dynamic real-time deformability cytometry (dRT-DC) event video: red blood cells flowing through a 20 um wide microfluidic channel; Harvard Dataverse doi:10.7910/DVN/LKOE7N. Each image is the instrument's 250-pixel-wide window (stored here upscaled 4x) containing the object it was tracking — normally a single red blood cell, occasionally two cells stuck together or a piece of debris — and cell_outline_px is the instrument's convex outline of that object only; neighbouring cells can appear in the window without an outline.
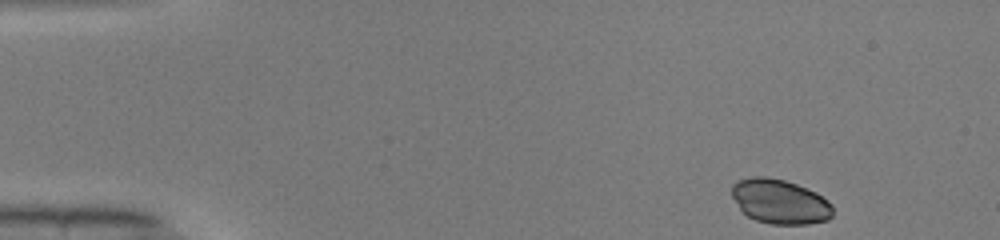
{"species": "common noctule bat (a hibernating species)", "species_latin": "Nyctalus noctula", "temperature_condition": "warm", "stored_images_in_passage": 46, "camera_frame_rate_fps": 3000, "um_per_image_px": 0.085, "animal": {"sex": "male", "body_mass_g": 19.0, "forearm_length_mm": 50.8}, "frame": {"image": 1, "passage_image": 1, "time_ms": 0.0, "image_size_px": [1000, 240], "cell_outline_px": [[832, 216], [828, 220], [808, 224], [772, 224], [756, 220], [748, 216], [740, 208], [732, 196], [732, 184], [736, 180], [752, 176], [764, 176], [784, 180], [796, 184], [816, 192], [832, 204]], "centroid_in_image_um": [66.29, 17.12], "position_along_channel_um": 18.7, "area_um2": 26.18}}
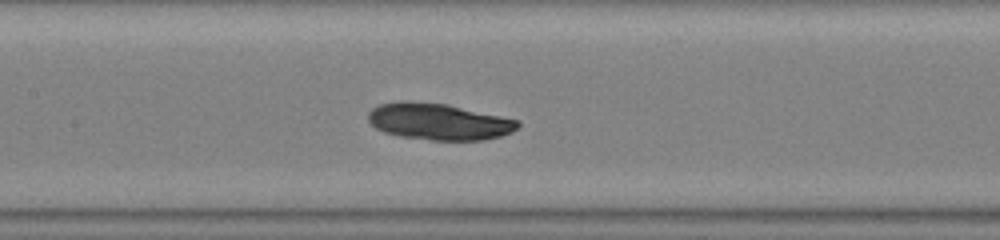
{"frame": {"image": 2, "passage_image": 20, "time_ms": 6.333, "image_size_px": [1000, 240], "cell_outline_px": [[520, 124], [512, 132], [500, 136], [484, 140], [432, 140], [400, 136], [384, 132], [376, 128], [368, 120], [368, 112], [372, 108], [380, 104], [400, 100], [448, 104], [520, 120]], "centroid_in_image_um": [37.29, 10.33], "position_along_channel_um": 170.1, "area_um2": 31.96}}
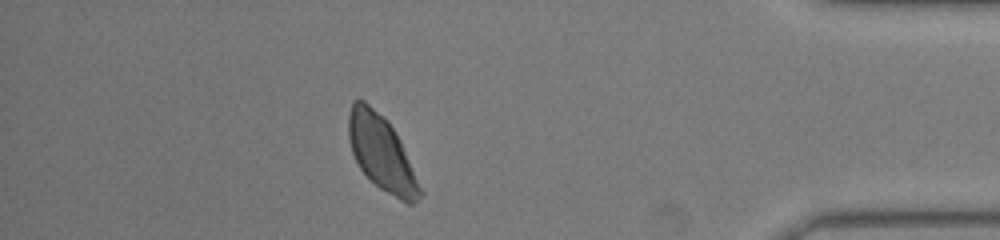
{"frame": {"image": 3, "passage_image": 40, "time_ms": 13.0, "image_size_px": [1000, 240], "cell_outline_px": [[424, 192], [412, 204], [408, 204], [400, 200], [380, 188], [360, 168], [352, 152], [348, 136], [348, 116], [352, 100], [364, 100], [384, 116], [388, 120], [396, 132], [400, 140]], "centroid_in_image_um": [32.43, 12.98], "position_along_channel_um": 402.8, "area_um2": 31.1}}